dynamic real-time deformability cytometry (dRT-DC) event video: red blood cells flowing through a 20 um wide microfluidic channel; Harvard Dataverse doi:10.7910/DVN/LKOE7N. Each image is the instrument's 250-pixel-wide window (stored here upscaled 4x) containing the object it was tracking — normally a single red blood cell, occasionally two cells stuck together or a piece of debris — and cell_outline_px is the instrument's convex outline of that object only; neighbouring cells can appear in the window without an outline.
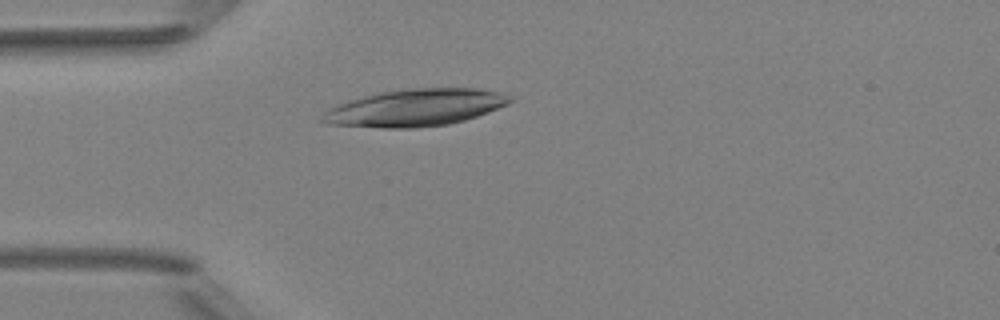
{"species": "Egyptian fruit bat (a non-hibernating species)", "species_latin": "Rousettus aegyptiacus", "temperature_condition": "room temperature", "stored_images_in_passage": 3, "camera_frame_rate_fps": 3000, "um_per_image_px": 0.085, "animal": {"sex": "female"}, "frame": {"image": 1, "passage_image": 3, "time_ms": 2.333, "image_size_px": [1000, 320], "cell_outline_px": [[516, 100], [508, 104], [488, 112], [464, 120], [448, 124], [416, 128], [380, 128], [324, 124], [320, 120], [324, 112], [328, 108], [348, 100], [380, 92], [412, 88], [476, 88], [496, 92], [512, 96]], "centroid_in_image_um": [35.27, 9.16], "position_along_channel_um": 49.7, "area_um2": 40.69}}